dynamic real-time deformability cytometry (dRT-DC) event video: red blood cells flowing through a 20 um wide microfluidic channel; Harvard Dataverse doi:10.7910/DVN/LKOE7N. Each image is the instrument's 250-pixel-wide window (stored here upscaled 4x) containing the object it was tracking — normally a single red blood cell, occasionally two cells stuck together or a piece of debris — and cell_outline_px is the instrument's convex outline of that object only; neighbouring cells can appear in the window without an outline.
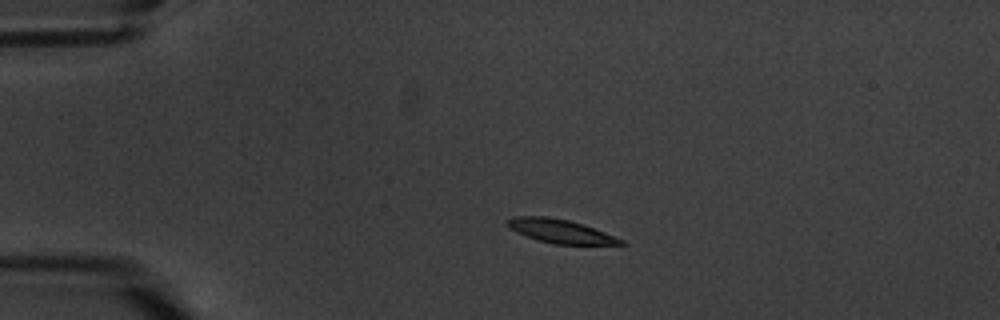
{"species": "common noctule bat (a hibernating species)", "species_latin": "Nyctalus noctula", "temperature_condition": "warm", "stored_images_in_passage": 4, "camera_frame_rate_fps": 3000, "um_per_image_px": 0.085, "animal": {"sex": "male", "body_mass_g": 20.1, "forearm_length_mm": 53.5}, "frame": {"image": 1, "passage_image": 3, "time_ms": 2.333, "image_size_px": [1000, 320], "cell_outline_px": [[628, 244], [552, 244], [516, 232], [508, 228], [508, 220], [512, 216], [548, 216], [568, 220], [584, 224], [624, 240]], "centroid_in_image_um": [47.63, 19.64], "position_along_channel_um": 37.4, "area_um2": 15.49}}